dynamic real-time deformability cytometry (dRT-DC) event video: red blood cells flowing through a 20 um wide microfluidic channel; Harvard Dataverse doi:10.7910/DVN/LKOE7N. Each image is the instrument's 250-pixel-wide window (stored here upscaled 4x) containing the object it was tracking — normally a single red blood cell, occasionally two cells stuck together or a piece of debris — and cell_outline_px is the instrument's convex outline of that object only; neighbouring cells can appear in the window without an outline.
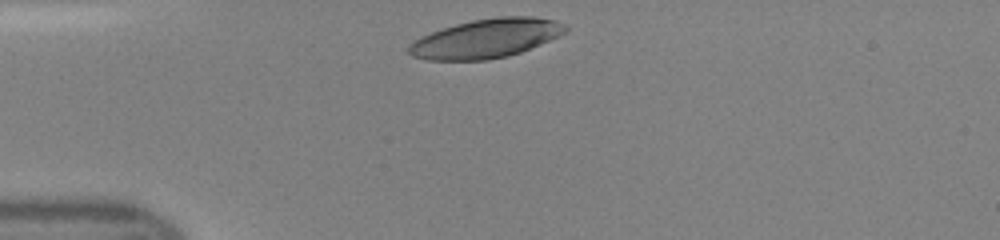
{"species": "human", "species_latin": "Homo sapiens", "temperature_condition": "room temperature", "stored_images_in_passage": 36, "camera_frame_rate_fps": 3000, "um_per_image_px": 0.085, "donor": {"sex": "female"}, "frame": {"image": 1, "passage_image": 1, "time_ms": 0.0, "image_size_px": [1000, 240], "cell_outline_px": [[568, 28], [564, 32], [540, 44], [520, 52], [508, 56], [488, 60], [428, 60], [412, 56], [408, 52], [408, 44], [420, 36], [456, 24], [472, 20], [500, 16], [532, 16], [556, 20]], "centroid_in_image_um": [41.28, 3.27], "position_along_channel_um": 43.7, "area_um2": 35.37}}
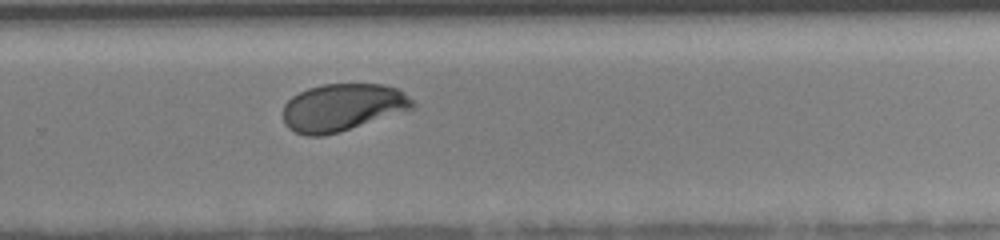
{"frame": {"image": 2, "passage_image": 21, "time_ms": 6.667, "image_size_px": [1000, 240], "cell_outline_px": [[416, 108], [340, 132], [324, 136], [304, 136], [288, 128], [284, 124], [284, 104], [292, 96], [308, 88], [320, 84], [384, 84], [400, 88], [416, 104]], "centroid_in_image_um": [29.13, 9.13], "position_along_channel_um": 300.7, "area_um2": 36.18}}
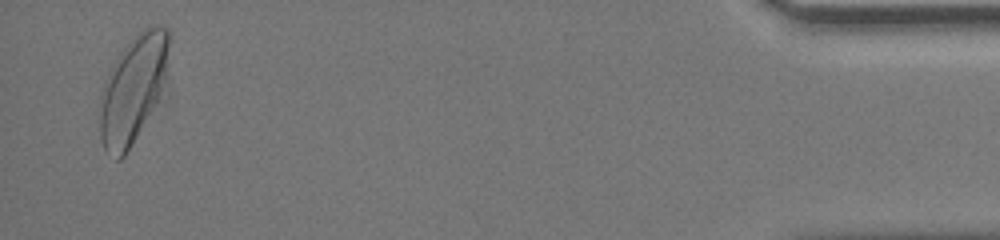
{"frame": {"image": 3, "passage_image": 35, "time_ms": 11.333, "image_size_px": [1000, 240], "cell_outline_px": [[172, 32], [164, 80], [160, 92], [156, 100], [124, 156], [120, 160], [116, 160], [104, 152], [100, 140], [100, 112], [104, 80], [120, 52], [144, 28], [152, 24], [156, 24], [168, 28]], "centroid_in_image_um": [11.3, 7.53], "position_along_channel_um": 423.9, "area_um2": 42.37}}